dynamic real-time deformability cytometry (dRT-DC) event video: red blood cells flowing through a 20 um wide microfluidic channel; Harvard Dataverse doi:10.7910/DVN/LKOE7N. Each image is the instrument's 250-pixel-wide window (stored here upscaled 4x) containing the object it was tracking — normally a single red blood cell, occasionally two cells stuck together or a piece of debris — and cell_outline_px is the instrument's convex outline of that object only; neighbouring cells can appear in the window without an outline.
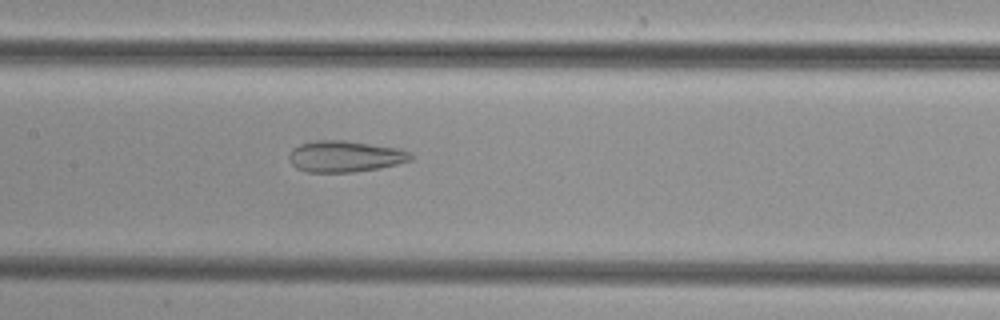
{"species": "common noctule bat (a hibernating species)", "species_latin": "Nyctalus noctula", "temperature_condition": "cold", "stored_images_in_passage": 49, "camera_frame_rate_fps": 3000, "um_per_image_px": 0.085, "animal": {"sex": "female", "body_mass_g": 29.2, "forearm_length_mm": 56.3}, "frame": {"image": 1, "passage_image": 24, "time_ms": 7.667, "image_size_px": [1000, 320], "cell_outline_px": [[412, 160], [380, 168], [352, 172], [308, 172], [296, 168], [292, 164], [288, 156], [292, 148], [300, 144], [316, 140], [344, 140], [396, 148], [408, 152], [412, 156]], "centroid_in_image_um": [29.28, 13.29], "position_along_channel_um": 178.1, "area_um2": 22.02}}
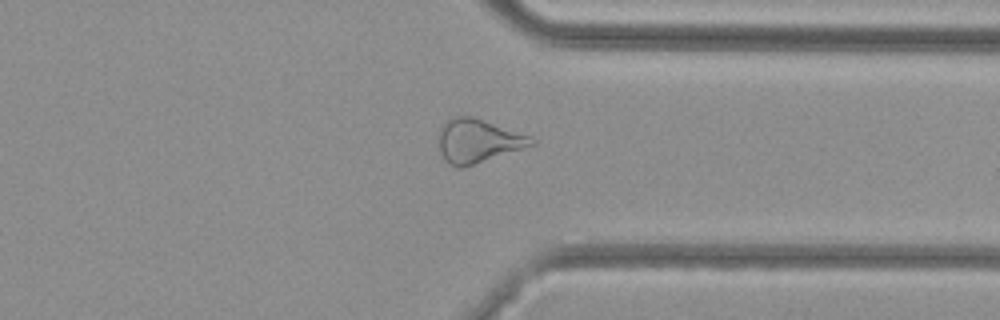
{"frame": {"image": 2, "passage_image": 38, "time_ms": 12.333, "image_size_px": [1000, 320], "cell_outline_px": [[536, 144], [464, 168], [460, 168], [448, 164], [444, 160], [440, 152], [440, 128], [444, 120], [456, 116], [472, 116], [532, 136], [536, 140]], "centroid_in_image_um": [40.64, 11.98], "position_along_channel_um": 370.8, "area_um2": 23.76}}
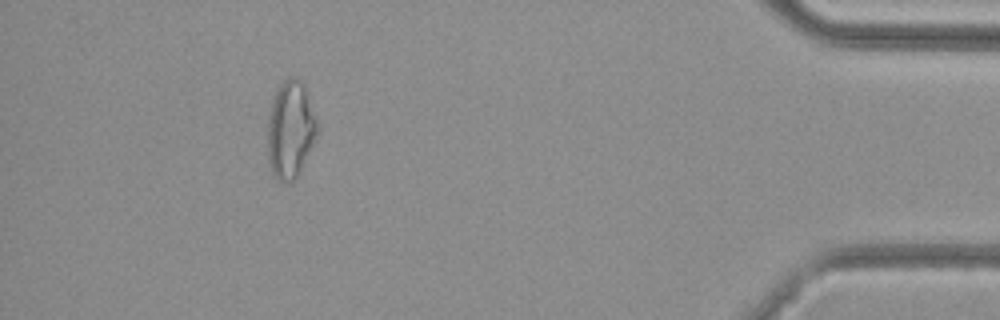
{"frame": {"image": 3, "passage_image": 45, "time_ms": 14.667, "image_size_px": [1000, 320], "cell_outline_px": [[320, 128], [316, 140], [296, 176], [288, 184], [284, 184], [276, 180], [272, 172], [268, 160], [268, 116], [276, 88], [288, 76], [296, 76], [304, 84], [316, 116]], "centroid_in_image_um": [24.7, 11.0], "position_along_channel_um": 410.5, "area_um2": 28.61}}